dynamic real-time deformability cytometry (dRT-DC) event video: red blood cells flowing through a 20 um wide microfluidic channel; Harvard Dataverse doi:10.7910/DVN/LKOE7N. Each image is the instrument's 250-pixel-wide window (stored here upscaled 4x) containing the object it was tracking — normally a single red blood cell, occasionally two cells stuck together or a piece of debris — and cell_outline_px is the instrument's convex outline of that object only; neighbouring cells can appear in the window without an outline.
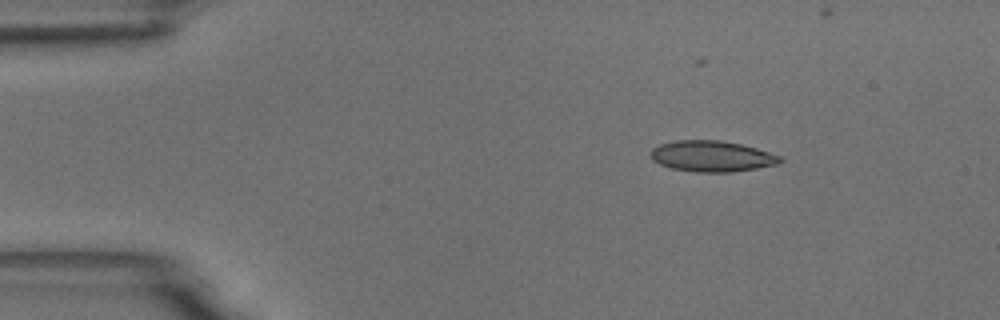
{"species": "common noctule bat (a hibernating species)", "species_latin": "Nyctalus noctula", "temperature_condition": "room temperature", "stored_images_in_passage": 6, "camera_frame_rate_fps": 3000, "um_per_image_px": 0.085, "animal": {"sex": "male", "body_mass_g": 18.8}, "frame": {"image": 1, "passage_image": 3, "time_ms": 2.333, "image_size_px": [1000, 320], "cell_outline_px": [[784, 160], [776, 164], [756, 168], [732, 172], [692, 172], [672, 168], [660, 164], [652, 160], [652, 148], [660, 144], [676, 140], [720, 140], [740, 144], [756, 148], [780, 156]], "centroid_in_image_um": [60.49, 13.28], "position_along_channel_um": 24.5, "area_um2": 23.18}}